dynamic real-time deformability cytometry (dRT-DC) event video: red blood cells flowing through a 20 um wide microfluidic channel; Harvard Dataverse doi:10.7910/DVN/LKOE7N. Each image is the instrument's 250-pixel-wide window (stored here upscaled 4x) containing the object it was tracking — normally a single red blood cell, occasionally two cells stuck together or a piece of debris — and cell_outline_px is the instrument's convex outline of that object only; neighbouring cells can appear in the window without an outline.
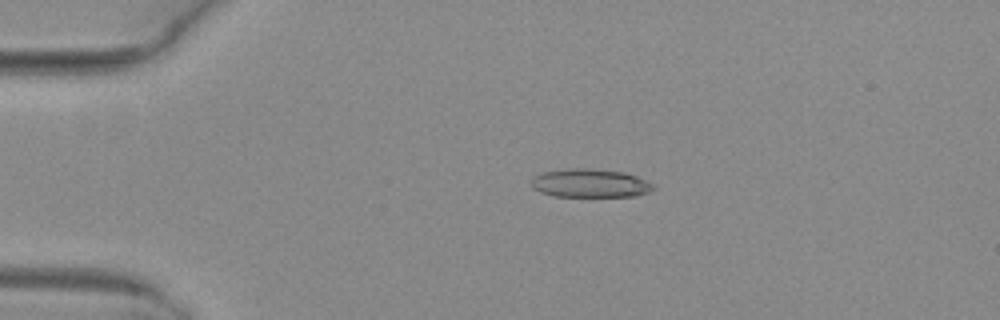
{"species": "common noctule bat (a hibernating species)", "species_latin": "Nyctalus noctula", "temperature_condition": "warm", "stored_images_in_passage": 5, "camera_frame_rate_fps": 3000, "um_per_image_px": 0.085, "animal": {"sex": "female", "body_mass_g": 29.2, "forearm_length_mm": 56.3}, "frame": {"image": 1, "passage_image": 4, "time_ms": 1.0, "image_size_px": [1000, 320], "cell_outline_px": [[656, 188], [648, 192], [636, 196], [552, 196], [540, 192], [532, 188], [532, 176], [544, 172], [568, 168], [588, 168], [624, 172], [636, 176], [652, 184]], "centroid_in_image_um": [50.13, 15.57], "position_along_channel_um": 34.9, "area_um2": 20.23}}